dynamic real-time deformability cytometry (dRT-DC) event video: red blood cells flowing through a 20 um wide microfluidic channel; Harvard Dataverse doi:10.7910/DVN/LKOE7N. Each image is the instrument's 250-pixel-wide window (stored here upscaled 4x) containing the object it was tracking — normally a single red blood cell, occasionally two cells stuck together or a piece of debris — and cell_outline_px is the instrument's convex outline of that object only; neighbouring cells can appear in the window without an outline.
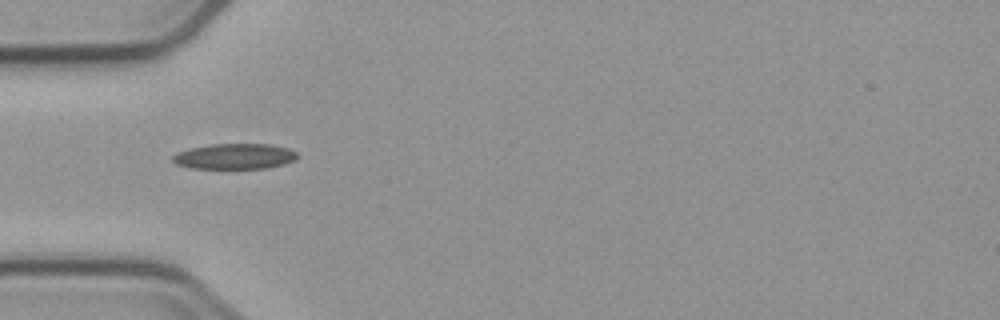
{"species": "common noctule bat (a hibernating species)", "species_latin": "Nyctalus noctula", "temperature_condition": "cold", "stored_images_in_passage": 10, "camera_frame_rate_fps": 3000, "um_per_image_px": 0.085, "animal": {"sex": "male", "body_mass_g": 23.1, "forearm_length_mm": 52.7}, "frame": {"image": 1, "passage_image": 5, "time_ms": 5.667, "image_size_px": [1000, 320], "cell_outline_px": [[300, 156], [296, 160], [284, 164], [268, 168], [192, 168], [176, 164], [172, 160], [172, 156], [176, 152], [192, 148], [212, 144], [268, 144], [288, 148], [296, 152]], "centroid_in_image_um": [19.98, 13.29], "position_along_channel_um": 65.0, "area_um2": 18.55}}
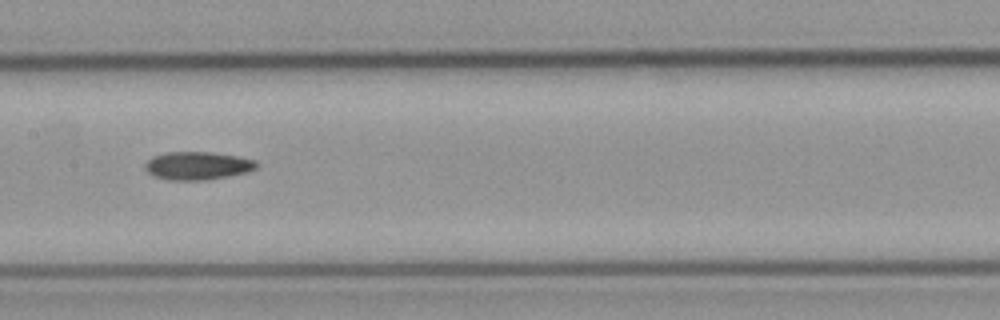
{"frame": {"image": 2, "passage_image": 8, "time_ms": 9.0, "image_size_px": [1000, 320], "cell_outline_px": [[260, 164], [256, 168], [248, 172], [228, 176], [204, 180], [168, 180], [156, 176], [148, 172], [144, 168], [144, 164], [152, 156], [168, 152], [212, 152], [236, 156], [256, 160]], "centroid_in_image_um": [16.81, 14.08], "position_along_channel_um": 190.6, "area_um2": 18.26}}
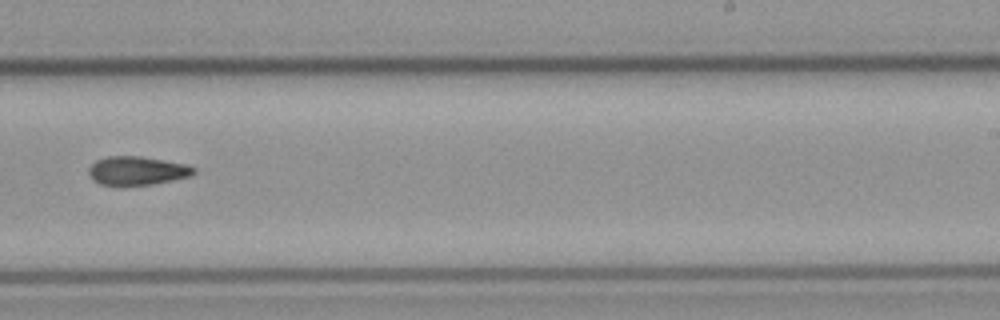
{"frame": {"image": 3, "passage_image": 10, "time_ms": 11.333, "image_size_px": [1000, 320], "cell_outline_px": [[196, 172], [188, 176], [172, 180], [152, 184], [100, 184], [92, 180], [88, 176], [88, 168], [96, 160], [108, 156], [140, 156], [184, 164], [196, 168]], "centroid_in_image_um": [11.6, 14.49], "position_along_channel_um": 277.4, "area_um2": 17.22}}